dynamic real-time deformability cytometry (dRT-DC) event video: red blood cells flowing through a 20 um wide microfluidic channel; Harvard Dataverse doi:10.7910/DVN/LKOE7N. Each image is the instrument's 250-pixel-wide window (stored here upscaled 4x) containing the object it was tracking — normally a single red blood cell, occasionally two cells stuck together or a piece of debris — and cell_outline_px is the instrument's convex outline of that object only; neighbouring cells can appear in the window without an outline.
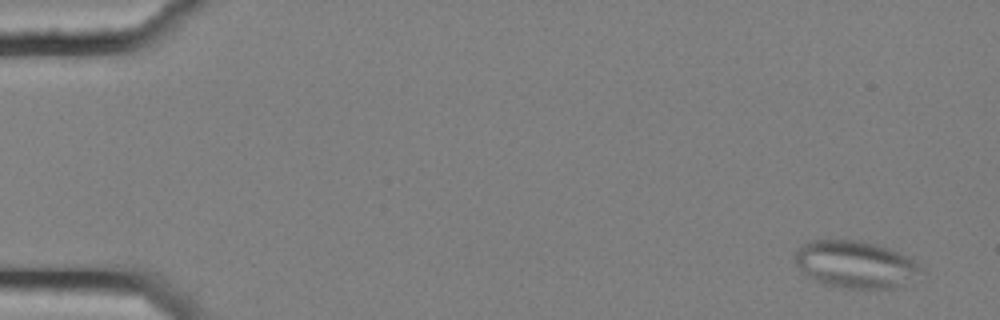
{"species": "common noctule bat (a hibernating species)", "species_latin": "Nyctalus noctula", "temperature_condition": "cold", "stored_images_in_passage": 5, "camera_frame_rate_fps": 3000, "um_per_image_px": 0.085, "animal": {"sex": "female", "body_mass_g": 25.1}, "frame": {"image": 1, "passage_image": 1, "time_ms": 0.0, "image_size_px": [1000, 320], "cell_outline_px": [[924, 272], [896, 288], [840, 288], [824, 284], [808, 276], [796, 264], [792, 256], [796, 248], [808, 240], [860, 240], [876, 244], [888, 248], [908, 256], [916, 260], [924, 268]], "centroid_in_image_um": [72.71, 22.46], "position_along_channel_um": 12.3, "area_um2": 35.03}}
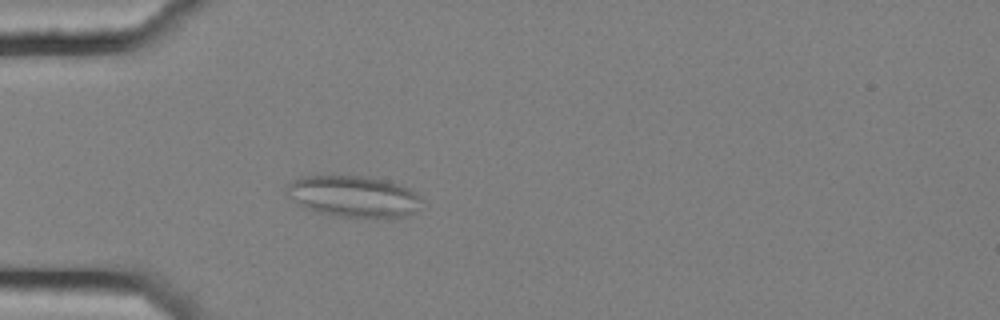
{"frame": {"image": 2, "passage_image": 5, "time_ms": 1.333, "image_size_px": [1000, 320], "cell_outline_px": [[420, 196], [412, 212], [404, 216], [384, 220], [332, 216], [316, 212], [300, 204], [284, 192], [284, 188], [292, 180], [304, 176], [364, 176], [388, 180], [408, 188], [416, 192]], "centroid_in_image_um": [30.02, 16.71], "position_along_channel_um": 55.0, "area_um2": 32.83}}